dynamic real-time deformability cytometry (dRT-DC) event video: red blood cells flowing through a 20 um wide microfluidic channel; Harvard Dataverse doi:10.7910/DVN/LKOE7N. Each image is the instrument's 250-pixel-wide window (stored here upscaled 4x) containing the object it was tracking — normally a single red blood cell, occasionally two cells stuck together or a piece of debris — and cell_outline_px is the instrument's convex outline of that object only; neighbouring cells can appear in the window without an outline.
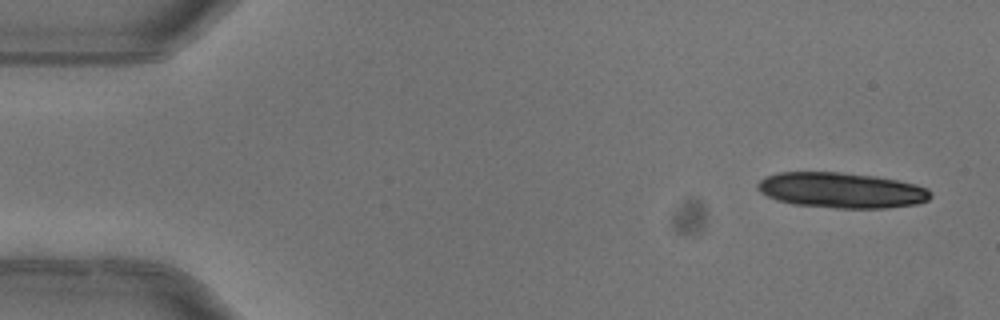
{"species": "common noctule bat (a hibernating species)", "species_latin": "Nyctalus noctula", "temperature_condition": "warm", "stored_images_in_passage": 6, "camera_frame_rate_fps": 3000, "um_per_image_px": 0.085, "animal": {"sex": "female"}, "frame": {"image": 1, "passage_image": 1, "time_ms": 0.0, "image_size_px": [1000, 320], "cell_outline_px": [[932, 196], [928, 200], [916, 204], [884, 208], [836, 208], [792, 204], [776, 200], [760, 192], [756, 188], [756, 184], [764, 176], [776, 172], [840, 172], [876, 176], [916, 184], [928, 188], [932, 192]], "centroid_in_image_um": [71.5, 16.16], "position_along_channel_um": 13.5, "area_um2": 36.07}}
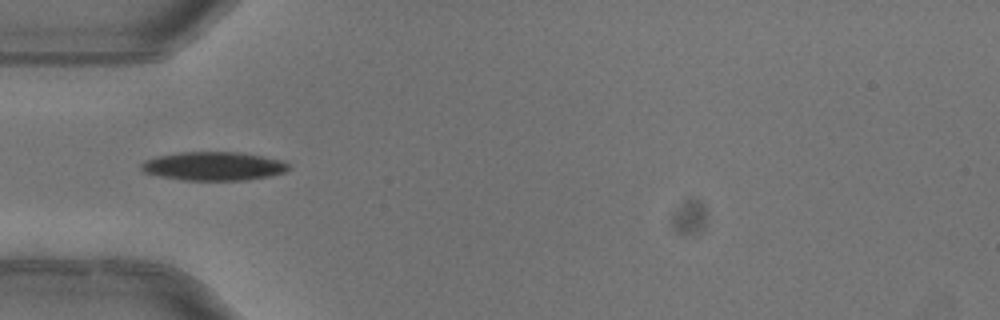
{"frame": {"image": 2, "passage_image": 5, "time_ms": 1.333, "image_size_px": [1000, 320], "cell_outline_px": [[288, 168], [284, 172], [268, 176], [244, 180], [184, 180], [160, 176], [144, 172], [140, 168], [140, 164], [144, 160], [156, 156], [180, 152], [240, 152], [284, 160], [288, 164]], "centroid_in_image_um": [18.12, 14.11], "position_along_channel_um": 66.9, "area_um2": 24.57}}